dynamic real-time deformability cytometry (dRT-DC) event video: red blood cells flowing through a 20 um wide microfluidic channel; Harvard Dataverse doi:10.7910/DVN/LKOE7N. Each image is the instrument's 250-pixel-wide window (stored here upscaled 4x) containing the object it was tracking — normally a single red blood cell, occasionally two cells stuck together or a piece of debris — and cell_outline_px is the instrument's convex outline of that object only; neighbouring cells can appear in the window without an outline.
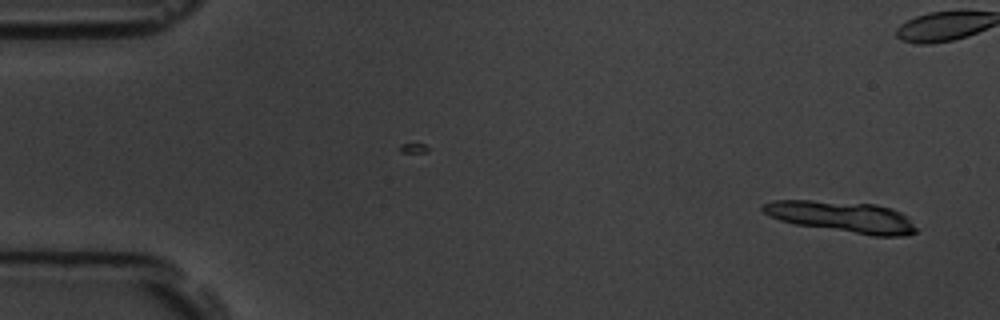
{"species": "common noctule bat (a hibernating species)", "species_latin": "Nyctalus noctula", "temperature_condition": "room temperature", "stored_images_in_passage": 14, "camera_frame_rate_fps": 3000, "um_per_image_px": 0.085, "animal": {"sex": "male", "body_mass_g": 19.5, "forearm_length_mm": 54.6}, "frame": {"image": 1, "passage_image": 3, "time_ms": 0.667, "image_size_px": [1000, 320], "cell_outline_px": [[920, 228], [916, 232], [908, 236], [872, 236], [796, 224], [780, 220], [768, 216], [760, 208], [760, 204], [776, 200], [812, 200], [876, 204], [892, 208], [900, 212]], "centroid_in_image_um": [71.6, 18.43], "position_along_channel_um": 13.4, "area_um2": 28.15}}